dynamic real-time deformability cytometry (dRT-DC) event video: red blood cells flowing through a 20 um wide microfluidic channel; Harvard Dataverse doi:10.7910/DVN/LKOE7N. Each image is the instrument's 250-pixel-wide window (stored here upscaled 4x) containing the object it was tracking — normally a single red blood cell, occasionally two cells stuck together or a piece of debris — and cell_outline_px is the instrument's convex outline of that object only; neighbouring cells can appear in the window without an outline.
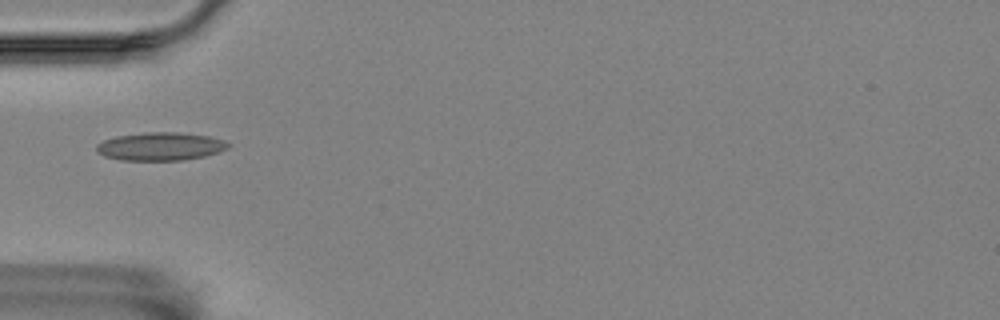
{"species": "Egyptian fruit bat (a non-hibernating species)", "species_latin": "Rousettus aegyptiacus", "temperature_condition": "room temperature", "stored_images_in_passage": 4, "camera_frame_rate_fps": 3000, "um_per_image_px": 0.085, "animal": {"sex": "female"}, "frame": {"image": 1, "passage_image": 2, "time_ms": 0.333, "image_size_px": [1000, 320], "cell_outline_px": [[232, 144], [228, 148], [204, 156], [184, 160], [120, 160], [104, 156], [96, 152], [96, 144], [104, 140], [116, 136], [148, 132], [176, 132], [208, 136], [224, 140]], "centroid_in_image_um": [13.61, 12.44], "position_along_channel_um": 71.4, "area_um2": 21.56}}
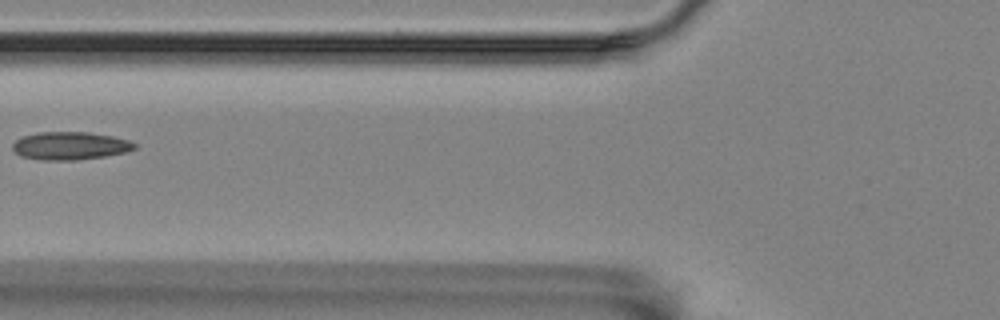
{"frame": {"image": 2, "passage_image": 3, "time_ms": 0.667, "image_size_px": [1000, 320], "cell_outline_px": [[136, 148], [124, 152], [104, 156], [76, 160], [44, 160], [20, 156], [12, 148], [12, 144], [20, 136], [36, 132], [88, 132], [112, 136], [128, 140], [136, 144]], "centroid_in_image_um": [5.91, 12.38], "position_along_channel_um": 119.9, "area_um2": 19.83}}
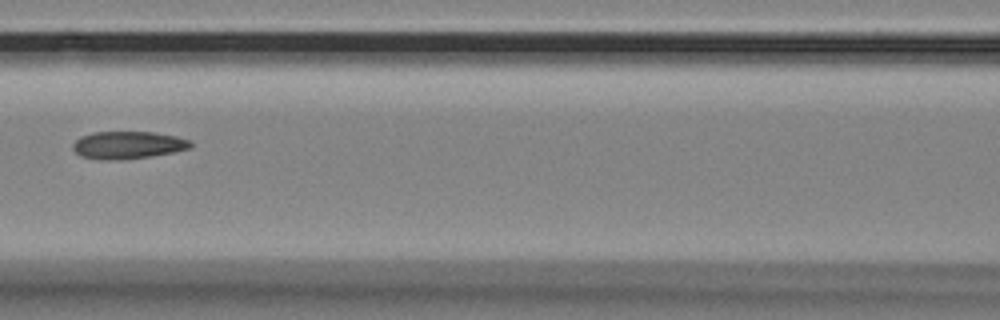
{"frame": {"image": 3, "passage_image": 4, "time_ms": 1.0, "image_size_px": [1000, 320], "cell_outline_px": [[192, 148], [176, 152], [152, 156], [120, 160], [100, 160], [80, 156], [72, 148], [72, 144], [80, 136], [92, 132], [152, 132], [176, 136], [192, 140]], "centroid_in_image_um": [10.89, 12.33], "position_along_channel_um": 155.7, "area_um2": 19.19}}